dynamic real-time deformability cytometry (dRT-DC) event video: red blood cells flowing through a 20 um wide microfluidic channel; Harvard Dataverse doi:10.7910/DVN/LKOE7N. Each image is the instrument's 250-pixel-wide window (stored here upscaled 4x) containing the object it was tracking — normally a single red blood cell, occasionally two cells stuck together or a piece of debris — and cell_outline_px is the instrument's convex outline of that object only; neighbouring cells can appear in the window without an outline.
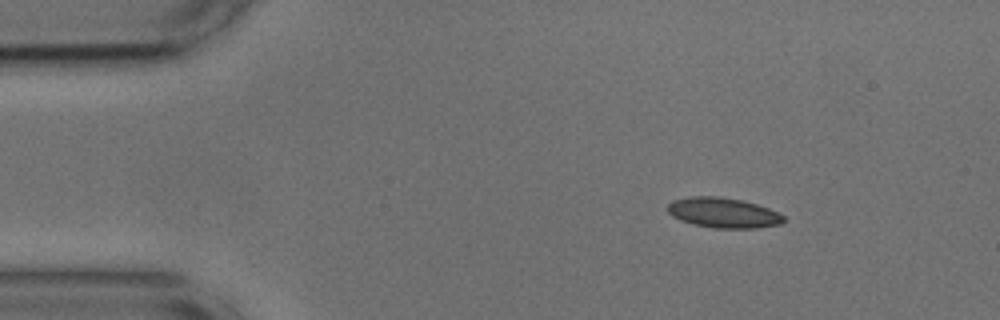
{"species": "common noctule bat (a hibernating species)", "species_latin": "Nyctalus noctula", "temperature_condition": "cold", "stored_images_in_passage": 48, "camera_frame_rate_fps": 3000, "um_per_image_px": 0.085, "animal": {"sex": "male", "body_mass_g": 17.9, "forearm_length_mm": 54.2}, "frame": {"image": 1, "passage_image": 1, "time_ms": 0.0, "image_size_px": [1000, 320], "cell_outline_px": [[784, 220], [780, 224], [756, 228], [712, 228], [692, 224], [680, 220], [672, 216], [668, 212], [668, 204], [672, 200], [692, 196], [720, 196], [740, 200], [756, 204], [768, 208], [784, 216]], "centroid_in_image_um": [61.44, 18.08], "position_along_channel_um": 23.6, "area_um2": 20.35}}
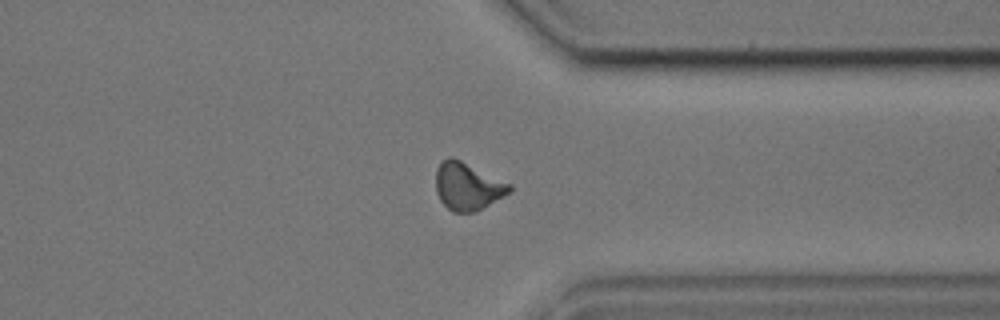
{"frame": {"image": 2, "passage_image": 35, "time_ms": 11.333, "image_size_px": [1000, 320], "cell_outline_px": [[512, 192], [476, 212], [452, 212], [440, 200], [436, 192], [436, 168], [448, 156], [452, 156], [512, 184]], "centroid_in_image_um": [39.77, 15.84], "position_along_channel_um": 371.6, "area_um2": 20.58}}
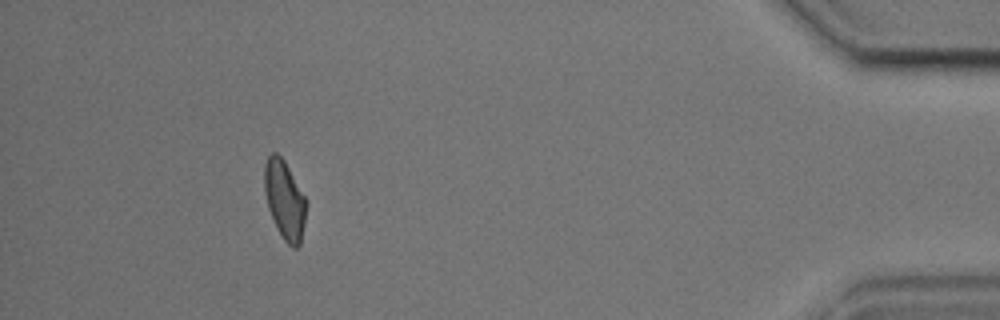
{"frame": {"image": 3, "passage_image": 43, "time_ms": 14.0, "image_size_px": [1000, 320], "cell_outline_px": [[304, 224], [300, 244], [296, 248], [292, 248], [284, 240], [268, 208], [264, 192], [264, 164], [268, 156], [272, 152], [276, 152], [284, 160], [304, 196]], "centroid_in_image_um": [24.15, 16.95], "position_along_channel_um": 411.0, "area_um2": 18.61}, "authors_computed_cell_mechanics": {"area_um2": 19.8543, "velocity_mm_per_s": 3.6541, "shape_relaxation_time_tau1_ms": 4.514, "shape_relaxation_time_tau2_ms": 1.5473, "deformation_change_tau1": 0.1161, "deformation_change_tau2": 0.0684}}